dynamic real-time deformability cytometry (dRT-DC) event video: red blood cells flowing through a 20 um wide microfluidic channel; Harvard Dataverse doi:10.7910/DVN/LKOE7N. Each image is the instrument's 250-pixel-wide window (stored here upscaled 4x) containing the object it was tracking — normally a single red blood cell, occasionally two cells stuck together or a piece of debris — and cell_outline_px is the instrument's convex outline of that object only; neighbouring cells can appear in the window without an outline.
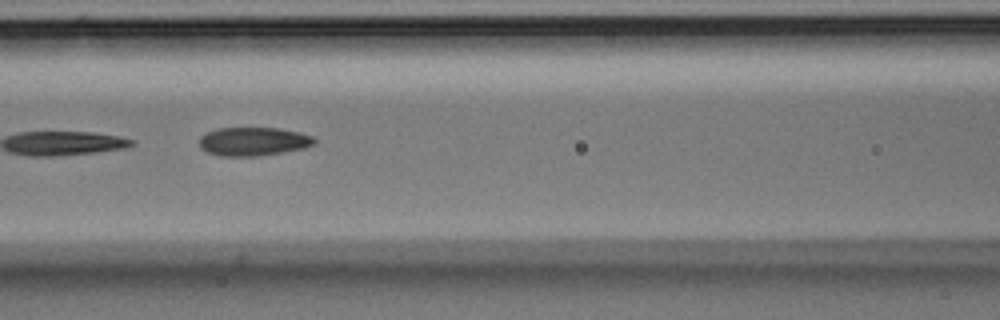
{"species": "Egyptian fruit bat (a non-hibernating species)", "species_latin": "Rousettus aegyptiacus", "temperature_condition": "room temperature", "stored_images_in_passage": 6, "camera_frame_rate_fps": 3000, "um_per_image_px": 0.085, "animal": {"sex": "male"}, "frame": {"image": 1, "passage_image": 6, "time_ms": 1.667, "image_size_px": [1000, 320], "cell_outline_px": [[316, 144], [304, 148], [284, 152], [256, 156], [220, 156], [208, 152], [200, 148], [200, 136], [216, 128], [280, 128], [300, 132], [312, 136], [316, 140]], "centroid_in_image_um": [21.56, 12.02], "position_along_channel_um": 145.0, "area_um2": 19.25}}